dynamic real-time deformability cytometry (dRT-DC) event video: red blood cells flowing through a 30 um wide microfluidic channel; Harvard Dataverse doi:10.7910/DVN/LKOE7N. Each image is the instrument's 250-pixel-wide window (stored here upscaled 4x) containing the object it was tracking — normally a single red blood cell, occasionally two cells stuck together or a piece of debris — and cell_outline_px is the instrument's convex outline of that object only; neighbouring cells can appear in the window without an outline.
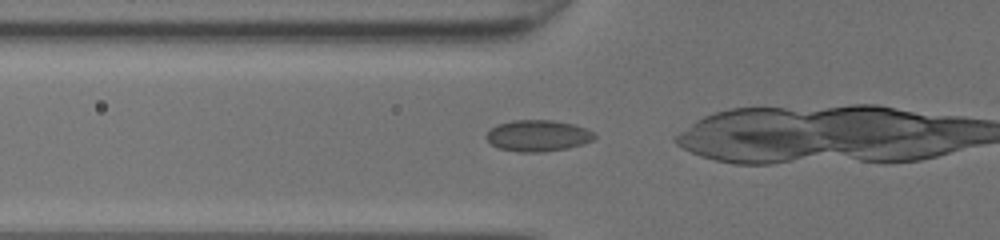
{"species": "common noctule bat (a hibernating species)", "species_latin": "Nyctalus noctula", "temperature_condition": "room temperature", "stored_images_in_passage": 37, "camera_frame_rate_fps": 3000, "um_per_image_px": 0.085, "animal": {"sex": "female", "body_mass_g": 20.0, "forearm_length_mm": 54.0}, "frame": {"image": 1, "passage_image": 15, "time_ms": 4.667, "image_size_px": [1000, 240], "cell_outline_px": [[596, 136], [592, 140], [568, 148], [540, 152], [520, 152], [500, 148], [492, 144], [484, 136], [496, 124], [512, 120], [552, 120], [572, 124], [596, 132]], "centroid_in_image_um": [45.71, 11.52], "position_along_channel_um": 80.1, "area_um2": 19.59}}
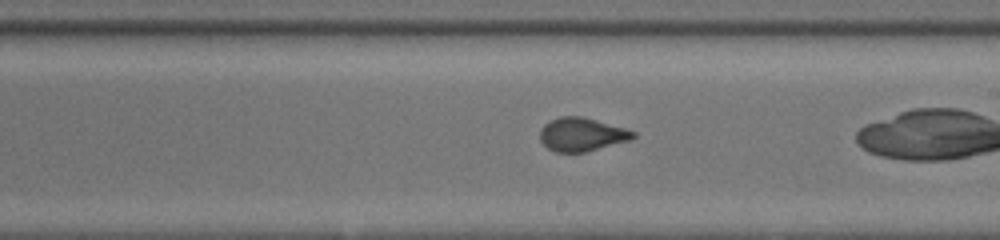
{"frame": {"image": 2, "passage_image": 26, "time_ms": 8.333, "image_size_px": [1000, 240], "cell_outline_px": [[636, 136], [632, 140], [584, 152], [556, 152], [548, 148], [540, 140], [540, 128], [544, 124], [560, 116], [580, 116], [596, 120], [624, 128], [636, 132]], "centroid_in_image_um": [49.45, 11.43], "position_along_channel_um": 239.5, "area_um2": 18.09}}